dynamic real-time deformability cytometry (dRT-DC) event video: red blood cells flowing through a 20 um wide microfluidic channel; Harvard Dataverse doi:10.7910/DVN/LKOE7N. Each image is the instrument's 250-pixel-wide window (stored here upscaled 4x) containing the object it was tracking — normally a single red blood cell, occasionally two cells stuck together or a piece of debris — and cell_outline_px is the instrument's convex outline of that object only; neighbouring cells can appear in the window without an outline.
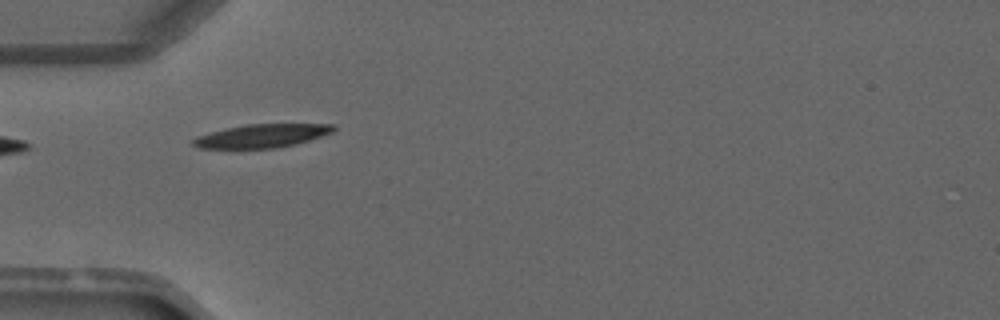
{"species": "common noctule bat (a hibernating species)", "species_latin": "Nyctalus noctula", "temperature_condition": "warm", "stored_images_in_passage": 4, "camera_frame_rate_fps": 3000, "um_per_image_px": 0.085, "animal": {"sex": "male", "forearm_length_mm": 52.5}, "frame": {"image": 1, "passage_image": 4, "time_ms": 3.333, "image_size_px": [1000, 320], "cell_outline_px": [[336, 128], [332, 132], [308, 140], [276, 148], [200, 148], [192, 144], [192, 140], [196, 136], [224, 128], [244, 124], [336, 124]], "centroid_in_image_um": [22.22, 11.53], "position_along_channel_um": 62.8, "area_um2": 19.02}}